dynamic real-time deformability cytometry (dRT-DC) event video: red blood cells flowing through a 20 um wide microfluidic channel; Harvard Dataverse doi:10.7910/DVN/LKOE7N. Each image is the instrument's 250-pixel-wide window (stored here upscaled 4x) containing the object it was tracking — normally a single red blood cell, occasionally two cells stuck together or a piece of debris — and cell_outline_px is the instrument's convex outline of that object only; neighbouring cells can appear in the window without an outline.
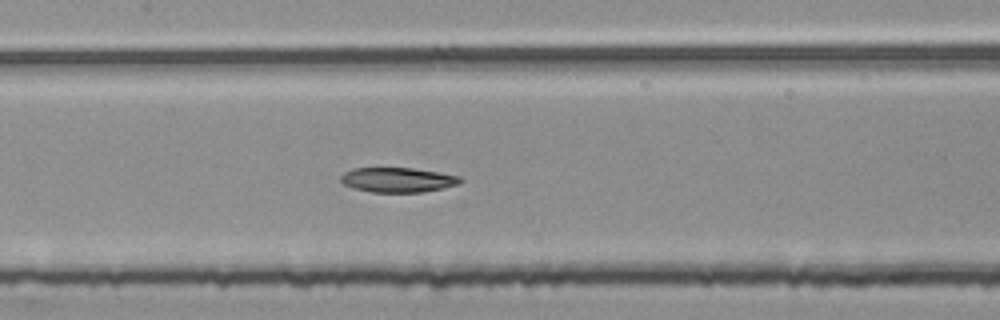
{"species": "common noctule bat (a hibernating species)", "species_latin": "Nyctalus noctula", "temperature_condition": "room temperature", "stored_images_in_passage": 47, "segment_of_instrument_passage": [2, 2], "camera_frame_rate_fps": 3000, "um_per_image_px": 0.085, "animal": {"sex": "female", "body_mass_g": 25.1}, "frame": {"image": 1, "passage_image": 20, "time_ms": 6.333, "image_size_px": [1000, 320], "cell_outline_px": [[464, 180], [460, 184], [444, 188], [420, 192], [372, 192], [352, 188], [344, 184], [340, 180], [340, 176], [344, 172], [352, 168], [412, 168], [440, 172], [460, 176]], "centroid_in_image_um": [33.83, 15.28], "position_along_channel_um": 173.6, "area_um2": 17.4}}
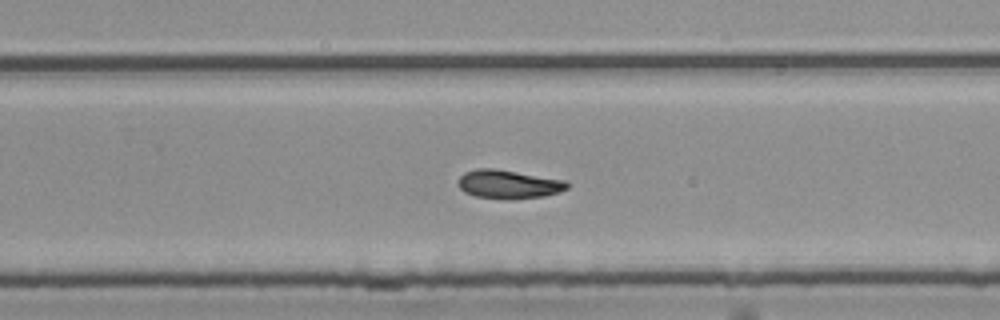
{"frame": {"image": 2, "passage_image": 29, "time_ms": 9.333, "image_size_px": [1000, 320], "cell_outline_px": [[572, 184], [568, 188], [560, 192], [544, 196], [512, 200], [504, 200], [476, 196], [464, 192], [456, 184], [456, 180], [464, 172], [476, 168], [492, 168], [568, 180]], "centroid_in_image_um": [43.24, 15.67], "position_along_channel_um": 286.6, "area_um2": 18.73}}
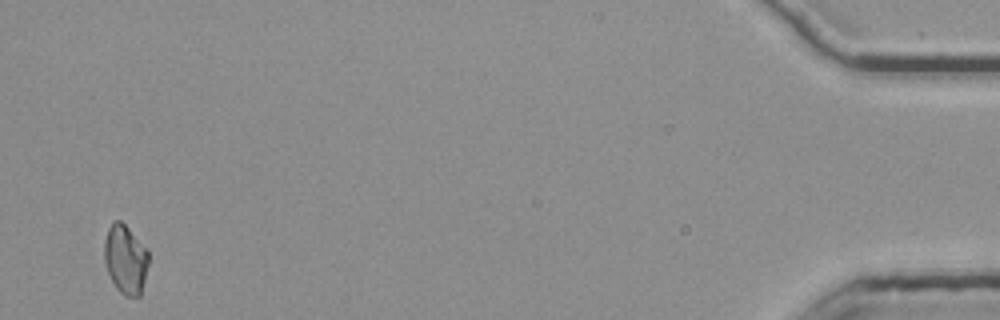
{"frame": {"image": 3, "passage_image": 47, "time_ms": 15.333, "image_size_px": [1000, 320], "cell_outline_px": [[148, 264], [140, 296], [124, 296], [116, 288], [108, 272], [104, 260], [104, 240], [108, 228], [116, 220], [120, 220], [128, 228], [148, 252]], "centroid_in_image_um": [10.64, 22.06], "position_along_channel_um": 424.6, "area_um2": 17.46}}